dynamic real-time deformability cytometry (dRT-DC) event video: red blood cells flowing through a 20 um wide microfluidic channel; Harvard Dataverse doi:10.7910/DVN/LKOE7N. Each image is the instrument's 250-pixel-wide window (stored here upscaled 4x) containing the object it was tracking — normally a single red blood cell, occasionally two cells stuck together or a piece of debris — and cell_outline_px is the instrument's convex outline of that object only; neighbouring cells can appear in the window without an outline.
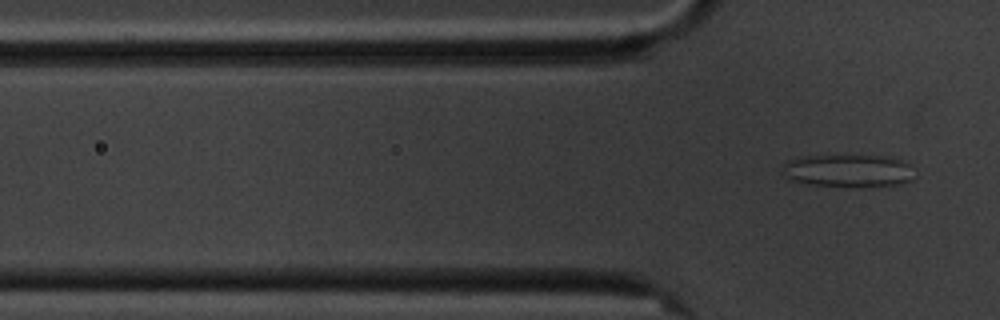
{"species": "common noctule bat (a hibernating species)", "species_latin": "Nyctalus noctula", "temperature_condition": "cold", "stored_images_in_passage": 7, "segment_of_instrument_passage": [2, 2], "camera_frame_rate_fps": 3000, "um_per_image_px": 0.085, "animal": {"sex": "male", "body_mass_g": 20.1, "forearm_length_mm": 53.5}, "frame": {"image": 1, "passage_image": 7, "time_ms": 8.0, "image_size_px": [1000, 320], "cell_outline_px": [[912, 180], [900, 184], [864, 188], [808, 184], [788, 180], [780, 172], [784, 160], [800, 156], [880, 156], [900, 160], [908, 164]], "centroid_in_image_um": [71.96, 14.53], "position_along_channel_um": 53.8, "area_um2": 25.49}}